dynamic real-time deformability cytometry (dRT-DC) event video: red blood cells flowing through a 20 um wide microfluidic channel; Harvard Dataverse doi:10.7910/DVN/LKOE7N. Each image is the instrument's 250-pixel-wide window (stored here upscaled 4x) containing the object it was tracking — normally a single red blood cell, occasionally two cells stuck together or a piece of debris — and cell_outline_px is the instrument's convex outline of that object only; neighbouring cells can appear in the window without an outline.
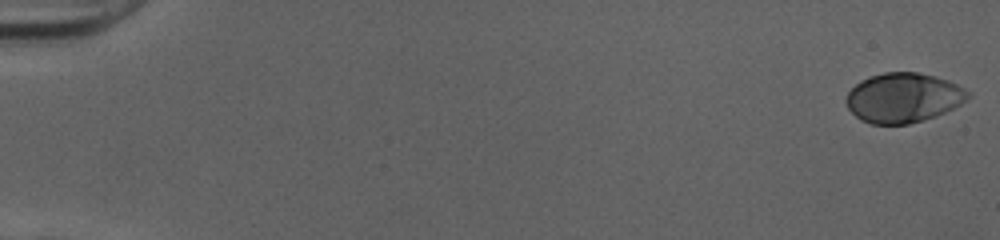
{"species": "human", "species_latin": "Homo sapiens", "temperature_condition": "cold", "stored_images_in_passage": 52, "camera_frame_rate_fps": 3000, "um_per_image_px": 0.085, "donor": {"sex": "female"}, "frame": {"image": 1, "passage_image": 1, "time_ms": 0.0, "image_size_px": [1000, 240], "cell_outline_px": [[972, 96], [960, 104], [936, 116], [924, 120], [908, 124], [872, 124], [860, 120], [848, 108], [844, 100], [848, 92], [860, 80], [868, 76], [884, 72], [916, 72], [948, 80], [972, 92]], "centroid_in_image_um": [76.77, 8.31], "position_along_channel_um": 8.2, "area_um2": 35.37}}
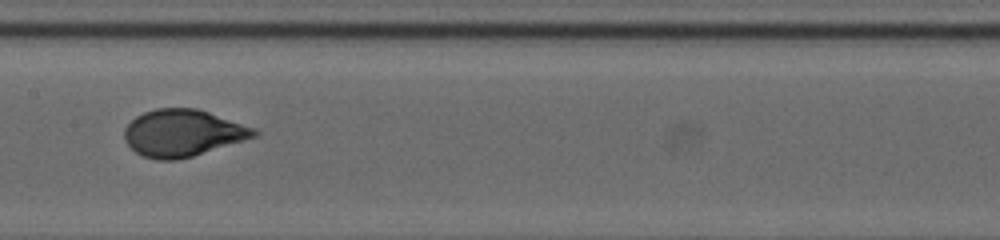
{"frame": {"image": 2, "passage_image": 28, "time_ms": 9.0, "image_size_px": [1000, 240], "cell_outline_px": [[260, 136], [192, 156], [176, 160], [156, 160], [144, 156], [136, 152], [124, 140], [124, 128], [136, 116], [144, 112], [156, 108], [196, 108], [256, 128], [260, 132]], "centroid_in_image_um": [15.56, 11.31], "position_along_channel_um": 191.8, "area_um2": 35.55}}
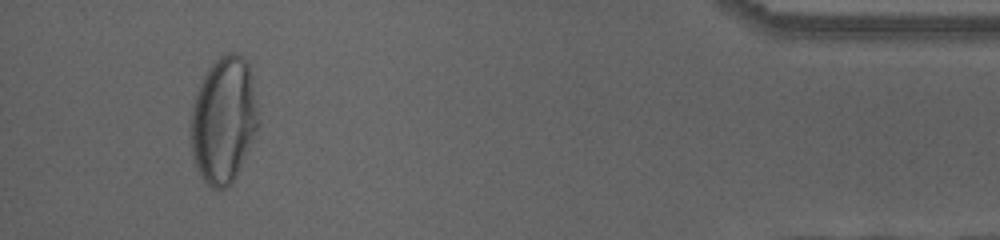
{"frame": {"image": 3, "passage_image": 49, "time_ms": 16.0, "image_size_px": [1000, 240], "cell_outline_px": [[260, 124], [244, 160], [236, 176], [224, 188], [212, 188], [200, 176], [196, 168], [192, 156], [188, 136], [188, 132], [192, 104], [200, 84], [208, 68], [220, 56], [228, 52], [236, 52], [244, 56], [248, 64], [252, 76]], "centroid_in_image_um": [18.99, 10.19], "position_along_channel_um": 416.2, "area_um2": 50.46}, "authors_computed_cell_mechanics": {"area_um2": 35.4603, "velocity_mm_per_s": 4.024, "shape_relaxation_time_tau1_ms": 5.1035, "shape_relaxation_time_tau2_ms": null, "deformation_change_tau1": 0.213, "deformation_change_tau2": null}}